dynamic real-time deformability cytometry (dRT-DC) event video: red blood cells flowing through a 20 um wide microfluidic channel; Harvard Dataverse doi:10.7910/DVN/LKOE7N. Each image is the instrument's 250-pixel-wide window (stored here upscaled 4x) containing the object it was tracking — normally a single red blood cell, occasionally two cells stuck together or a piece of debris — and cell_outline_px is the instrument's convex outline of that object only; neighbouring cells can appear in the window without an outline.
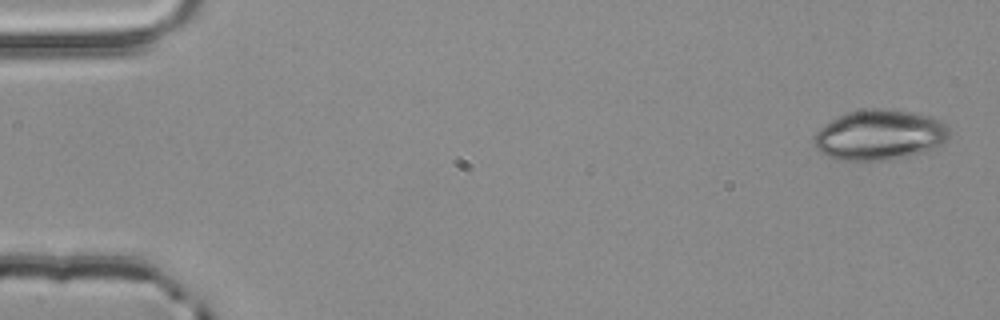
{"species": "common noctule bat (a hibernating species)", "species_latin": "Nyctalus noctula", "temperature_condition": "room temperature", "stored_images_in_passage": 4, "segment_of_instrument_passage": [1, 2], "camera_frame_rate_fps": 3000, "um_per_image_px": 0.085, "animal": {"sex": "male", "body_mass_g": 20.4}, "frame": {"image": 1, "passage_image": 1, "time_ms": 0.0, "image_size_px": [1000, 320], "cell_outline_px": [[948, 140], [932, 148], [908, 156], [888, 160], [836, 160], [820, 152], [812, 144], [812, 140], [816, 132], [824, 124], [848, 112], [868, 108], [880, 108], [912, 112], [932, 116], [940, 120], [948, 128]], "centroid_in_image_um": [74.72, 11.47], "position_along_channel_um": 10.3, "area_um2": 39.59}}